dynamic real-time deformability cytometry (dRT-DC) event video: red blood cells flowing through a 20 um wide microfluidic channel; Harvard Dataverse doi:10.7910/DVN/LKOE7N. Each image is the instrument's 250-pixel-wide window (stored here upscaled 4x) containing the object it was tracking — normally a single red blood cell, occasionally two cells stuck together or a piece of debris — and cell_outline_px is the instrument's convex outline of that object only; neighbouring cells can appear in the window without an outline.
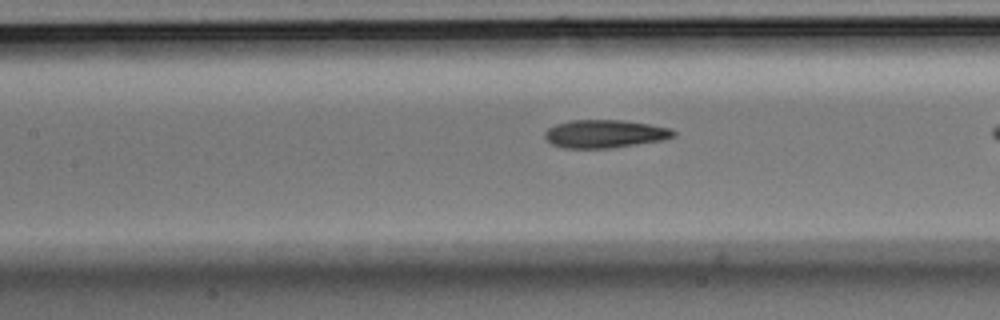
{"species": "Egyptian fruit bat (a non-hibernating species)", "species_latin": "Rousettus aegyptiacus", "temperature_condition": "room temperature", "stored_images_in_passage": 22, "camera_frame_rate_fps": 3000, "um_per_image_px": 0.085, "animal": {"sex": "male"}, "frame": {"image": 1, "passage_image": 21, "time_ms": 6.667, "image_size_px": [1000, 320], "cell_outline_px": [[676, 136], [664, 140], [608, 148], [564, 148], [552, 144], [544, 136], [544, 132], [548, 128], [556, 124], [572, 120], [624, 120], [672, 128], [676, 132]], "centroid_in_image_um": [51.43, 11.37], "position_along_channel_um": 156.0, "area_um2": 21.04}}